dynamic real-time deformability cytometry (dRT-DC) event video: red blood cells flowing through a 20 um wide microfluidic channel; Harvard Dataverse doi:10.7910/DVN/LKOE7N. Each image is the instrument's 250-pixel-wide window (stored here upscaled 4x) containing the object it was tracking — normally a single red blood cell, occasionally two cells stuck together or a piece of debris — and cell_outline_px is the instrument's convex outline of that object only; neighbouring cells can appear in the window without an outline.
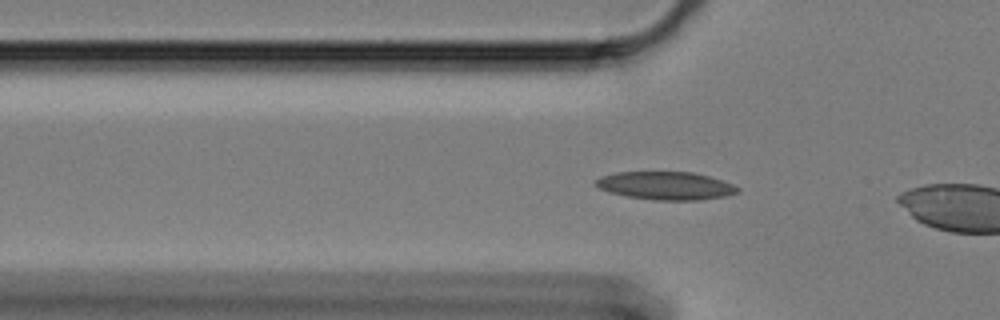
{"species": "Egyptian fruit bat (a non-hibernating species)", "species_latin": "Rousettus aegyptiacus", "temperature_condition": "cold", "stored_images_in_passage": 7, "camera_frame_rate_fps": 3000, "um_per_image_px": 0.085, "animal": {"sex": "female"}, "frame": {"image": 1, "passage_image": 5, "time_ms": 1.333, "image_size_px": [1000, 320], "cell_outline_px": [[740, 192], [724, 196], [700, 200], [652, 200], [628, 196], [608, 192], [592, 184], [600, 176], [616, 172], [692, 172], [708, 176], [732, 184], [740, 188]], "centroid_in_image_um": [56.56, 15.78], "position_along_channel_um": 69.2, "area_um2": 23.18}}